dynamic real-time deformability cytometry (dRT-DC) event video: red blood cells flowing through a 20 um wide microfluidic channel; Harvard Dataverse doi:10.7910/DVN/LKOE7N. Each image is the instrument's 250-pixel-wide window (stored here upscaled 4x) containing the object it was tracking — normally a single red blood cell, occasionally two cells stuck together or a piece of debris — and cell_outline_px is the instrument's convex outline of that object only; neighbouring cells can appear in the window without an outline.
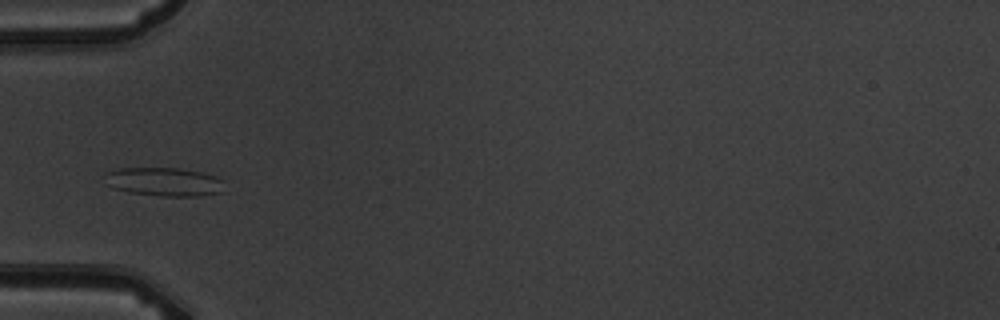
{"species": "common noctule bat (a hibernating species)", "species_latin": "Nyctalus noctula", "temperature_condition": "warm", "stored_images_in_passage": 7, "camera_frame_rate_fps": 3000, "um_per_image_px": 0.085, "animal": {"sex": "male", "body_mass_g": 19.5, "forearm_length_mm": 54.6}, "frame": {"image": 1, "passage_image": 5, "time_ms": 4.667, "image_size_px": [1000, 320], "cell_outline_px": [[224, 192], [200, 196], [160, 196], [128, 192], [116, 188], [108, 184], [104, 172], [120, 168], [180, 168], [204, 172], [216, 176], [224, 180]], "centroid_in_image_um": [14.03, 15.45], "position_along_channel_um": 71.0, "area_um2": 20.17}}
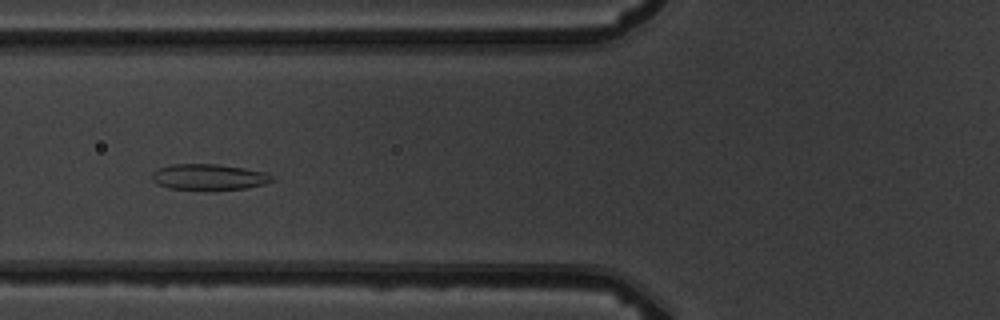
{"frame": {"image": 2, "passage_image": 6, "time_ms": 5.667, "image_size_px": [1000, 320], "cell_outline_px": [[276, 180], [264, 184], [244, 188], [212, 192], [168, 188], [156, 184], [152, 180], [152, 172], [156, 168], [172, 164], [216, 164], [244, 168], [264, 172], [272, 176]], "centroid_in_image_um": [17.71, 15.08], "position_along_channel_um": 108.1, "area_um2": 18.79}}
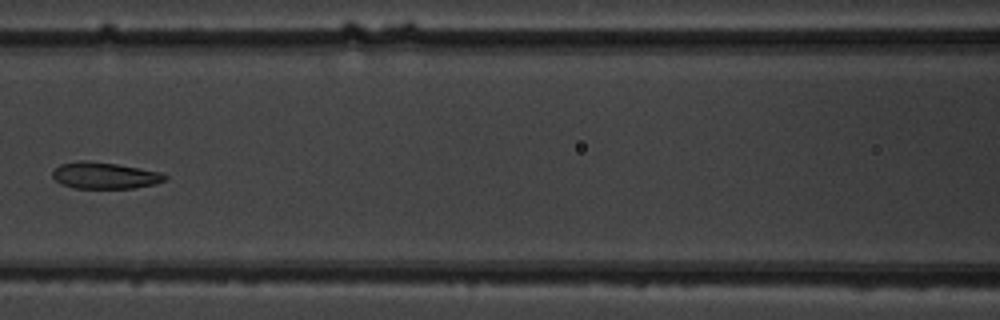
{"frame": {"image": 3, "passage_image": 7, "time_ms": 7.0, "image_size_px": [1000, 320], "cell_outline_px": [[168, 180], [156, 184], [132, 188], [72, 188], [60, 184], [52, 176], [52, 172], [60, 164], [80, 160], [88, 160], [116, 164], [160, 172], [168, 176]], "centroid_in_image_um": [8.9, 14.92], "position_along_channel_um": 157.7, "area_um2": 17.46}}